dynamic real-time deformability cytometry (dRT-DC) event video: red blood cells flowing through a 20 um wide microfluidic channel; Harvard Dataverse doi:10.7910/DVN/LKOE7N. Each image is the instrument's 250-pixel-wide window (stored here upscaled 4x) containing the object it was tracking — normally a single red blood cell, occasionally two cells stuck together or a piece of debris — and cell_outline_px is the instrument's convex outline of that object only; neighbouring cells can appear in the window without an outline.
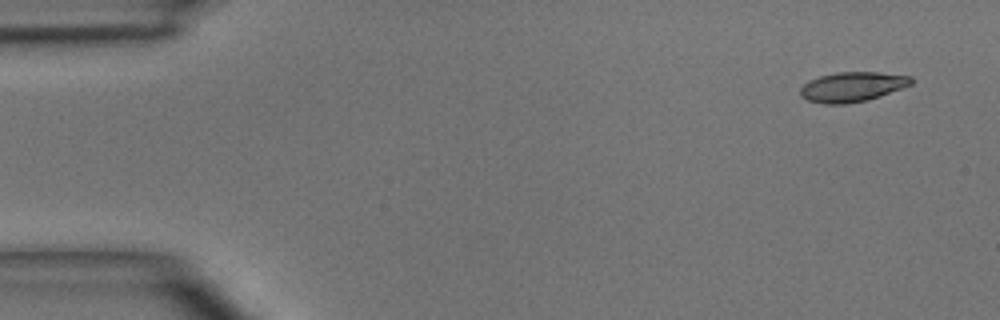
{"species": "common noctule bat (a hibernating species)", "species_latin": "Nyctalus noctula", "temperature_condition": "room temperature", "stored_images_in_passage": 4, "camera_frame_rate_fps": 3000, "um_per_image_px": 0.085, "animal": {"sex": "male", "body_mass_g": 15.6}, "frame": {"image": 1, "passage_image": 1, "time_ms": 0.0, "image_size_px": [1000, 320], "cell_outline_px": [[912, 84], [880, 96], [868, 100], [848, 104], [824, 104], [808, 100], [800, 96], [800, 88], [808, 80], [820, 76], [836, 72], [880, 72], [912, 76]], "centroid_in_image_um": [72.43, 7.38], "position_along_channel_um": 12.6, "area_um2": 19.36}}
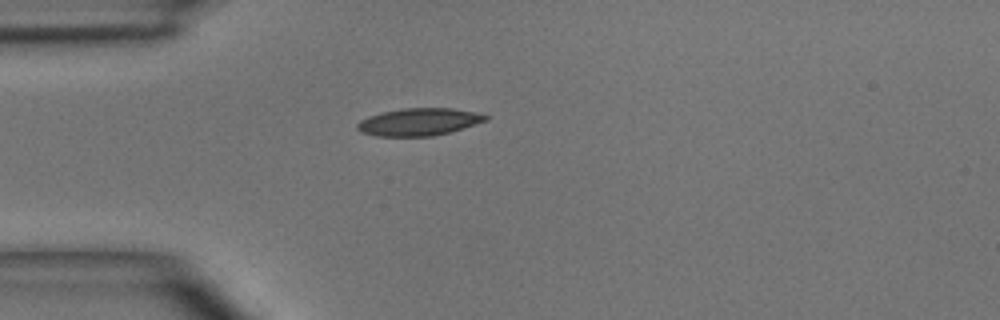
{"frame": {"image": 2, "passage_image": 4, "time_ms": 3.333, "image_size_px": [1000, 320], "cell_outline_px": [[488, 120], [452, 132], [432, 136], [376, 136], [360, 132], [356, 128], [356, 124], [360, 120], [368, 116], [384, 112], [404, 108], [452, 108], [472, 112], [488, 116]], "centroid_in_image_um": [35.58, 10.37], "position_along_channel_um": 49.4, "area_um2": 20.46}}